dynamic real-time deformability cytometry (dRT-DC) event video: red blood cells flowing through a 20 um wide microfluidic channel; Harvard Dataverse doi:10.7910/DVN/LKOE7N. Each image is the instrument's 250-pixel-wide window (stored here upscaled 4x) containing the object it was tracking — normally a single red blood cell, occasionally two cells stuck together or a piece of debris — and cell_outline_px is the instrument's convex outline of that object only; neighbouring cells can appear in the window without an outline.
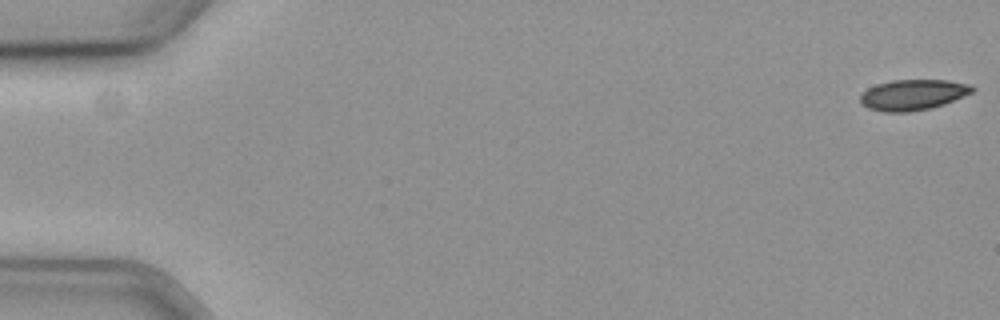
{"species": "common noctule bat (a hibernating species)", "species_latin": "Nyctalus noctula", "temperature_condition": "cold", "stored_images_in_passage": 11, "camera_frame_rate_fps": 3000, "um_per_image_px": 0.085, "animal": {"sex": "female", "body_mass_g": 19.3, "forearm_length_mm": 54.1}, "frame": {"image": 1, "passage_image": 1, "time_ms": 0.0, "image_size_px": [1000, 320], "cell_outline_px": [[976, 88], [972, 92], [944, 104], [928, 108], [908, 112], [884, 112], [868, 108], [860, 100], [860, 96], [868, 88], [876, 84], [892, 80], [948, 80], [972, 84]], "centroid_in_image_um": [77.62, 8.04], "position_along_channel_um": 7.4, "area_um2": 19.88}}